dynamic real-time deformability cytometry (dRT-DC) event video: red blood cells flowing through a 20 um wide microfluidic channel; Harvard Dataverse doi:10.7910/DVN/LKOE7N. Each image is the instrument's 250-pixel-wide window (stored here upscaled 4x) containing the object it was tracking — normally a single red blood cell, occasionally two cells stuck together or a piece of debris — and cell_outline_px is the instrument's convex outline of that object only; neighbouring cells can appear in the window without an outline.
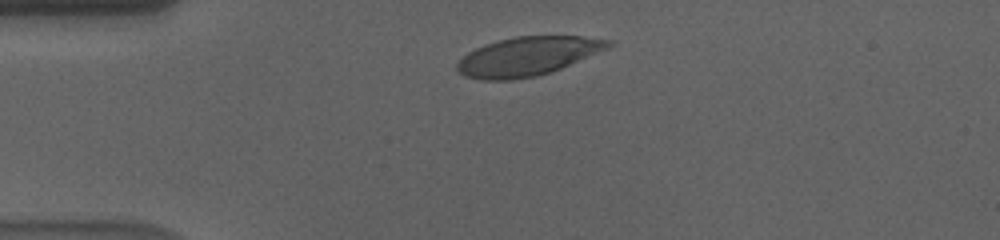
{"species": "human", "species_latin": "Homo sapiens", "temperature_condition": "cold", "stored_images_in_passage": 40, "camera_frame_rate_fps": 3000, "um_per_image_px": 0.085, "donor": {"sex": "male"}, "frame": {"image": 1, "passage_image": 5, "time_ms": 1.333, "image_size_px": [1000, 240], "cell_outline_px": [[616, 44], [608, 48], [552, 72], [536, 76], [512, 80], [480, 80], [464, 76], [456, 68], [456, 64], [468, 52], [484, 44], [516, 36], [580, 36], [612, 40]], "centroid_in_image_um": [44.86, 4.79], "position_along_channel_um": 40.1, "area_um2": 34.22}}
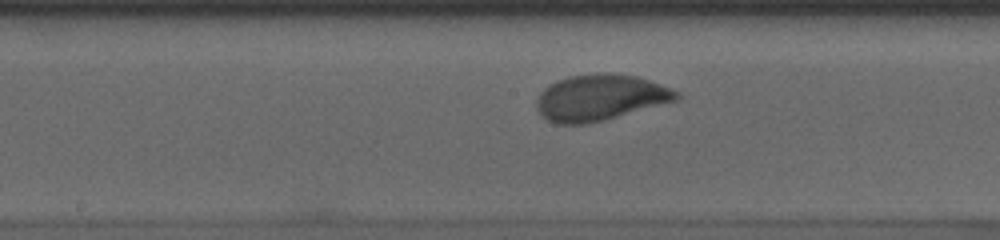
{"frame": {"image": 2, "passage_image": 21, "time_ms": 6.667, "image_size_px": [1000, 240], "cell_outline_px": [[684, 96], [680, 100], [604, 120], [588, 124], [556, 124], [540, 116], [536, 108], [536, 100], [540, 92], [548, 84], [556, 80], [568, 76], [596, 72], [612, 72], [636, 76], [660, 84], [680, 92]], "centroid_in_image_um": [51.01, 8.28], "position_along_channel_um": 197.2, "area_um2": 38.32}}
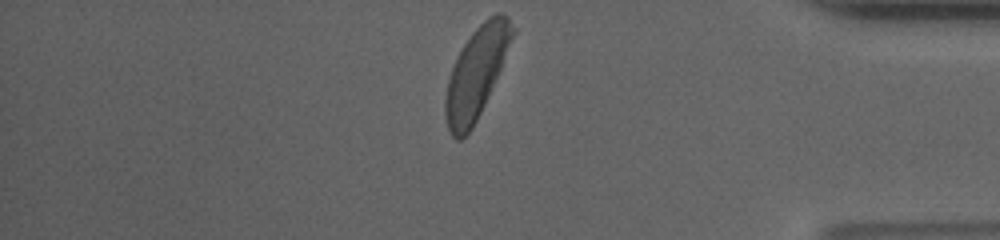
{"frame": {"image": 3, "passage_image": 40, "time_ms": 13.0, "image_size_px": [1000, 240], "cell_outline_px": [[516, 32], [484, 104], [472, 128], [460, 140], [456, 140], [452, 136], [448, 128], [444, 116], [444, 100], [448, 80], [456, 56], [472, 32], [488, 16], [496, 12], [504, 12], [508, 16], [516, 28]], "centroid_in_image_um": [40.48, 6.15], "position_along_channel_um": 394.7, "area_um2": 35.2}, "authors_computed_cell_mechanics": {"area_um2": 36.3562, "velocity_mm_per_s": 3.5456, "shape_relaxation_time_tau1_ms": 2.5655, "shape_relaxation_time_tau2_ms": null, "deformation_change_tau1": 0.1492, "deformation_change_tau2": null}}